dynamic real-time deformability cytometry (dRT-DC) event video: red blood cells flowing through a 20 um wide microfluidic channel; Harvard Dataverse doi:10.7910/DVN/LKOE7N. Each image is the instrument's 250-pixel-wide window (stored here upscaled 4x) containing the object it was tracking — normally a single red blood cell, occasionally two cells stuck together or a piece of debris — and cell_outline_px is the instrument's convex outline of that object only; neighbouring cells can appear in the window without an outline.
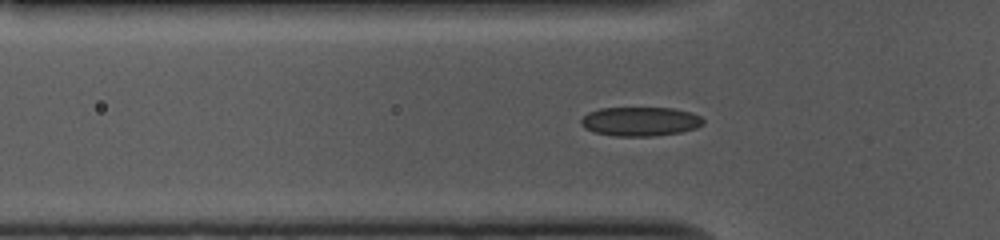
{"species": "common noctule bat (a hibernating species)", "species_latin": "Nyctalus noctula", "temperature_condition": "cold", "stored_images_in_passage": 39, "camera_frame_rate_fps": 3000, "um_per_image_px": 0.085, "animal": {"sex": "female", "body_mass_g": 10.0, "forearm_length_mm": 53.1}, "frame": {"image": 1, "passage_image": 6, "time_ms": 1.667, "image_size_px": [1000, 240], "cell_outline_px": [[704, 124], [696, 128], [680, 132], [652, 136], [612, 136], [592, 132], [584, 128], [580, 124], [580, 120], [588, 112], [600, 108], [672, 108], [692, 112], [700, 116], [704, 120]], "centroid_in_image_um": [54.4, 10.32], "position_along_channel_um": 71.4, "area_um2": 20.92}}
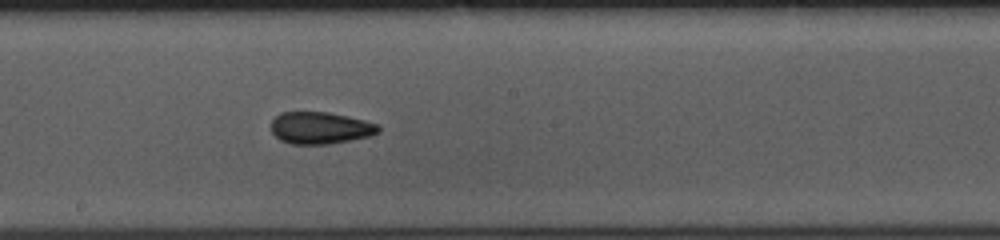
{"frame": {"image": 2, "passage_image": 18, "time_ms": 5.667, "image_size_px": [1000, 240], "cell_outline_px": [[380, 132], [368, 136], [328, 144], [292, 144], [280, 140], [272, 132], [272, 120], [280, 112], [328, 112], [348, 116], [364, 120], [376, 124], [380, 128]], "centroid_in_image_um": [27.2, 10.87], "position_along_channel_um": 221.0, "area_um2": 19.83}}
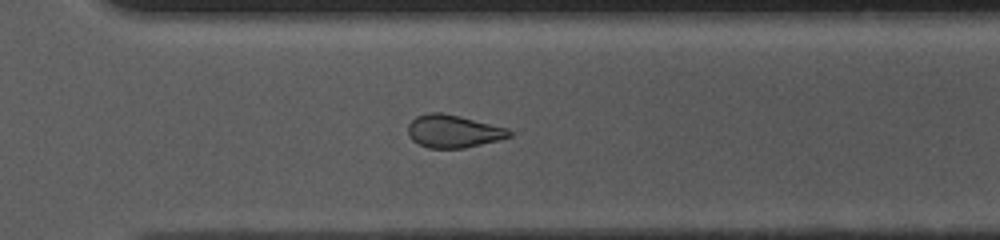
{"frame": {"image": 3, "passage_image": 27, "time_ms": 8.667, "image_size_px": [1000, 240], "cell_outline_px": [[512, 136], [464, 148], [428, 148], [412, 140], [408, 136], [408, 124], [416, 116], [428, 112], [440, 112], [460, 116], [508, 128], [512, 132]], "centroid_in_image_um": [38.5, 11.15], "position_along_channel_um": 332.1, "area_um2": 19.31}}